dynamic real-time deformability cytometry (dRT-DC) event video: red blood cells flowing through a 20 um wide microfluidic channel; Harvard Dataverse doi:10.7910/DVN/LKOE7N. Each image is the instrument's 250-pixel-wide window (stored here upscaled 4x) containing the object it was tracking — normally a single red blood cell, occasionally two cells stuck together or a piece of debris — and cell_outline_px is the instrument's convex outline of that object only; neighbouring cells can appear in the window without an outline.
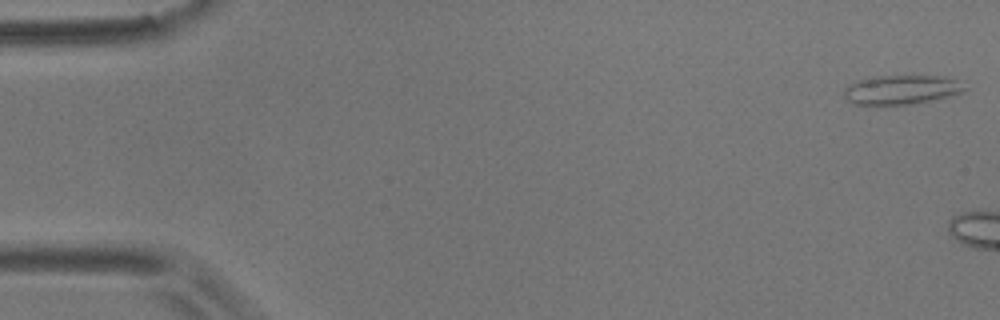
{"species": "common noctule bat (a hibernating species)", "species_latin": "Nyctalus noctula", "temperature_condition": "room temperature", "stored_images_in_passage": 2, "camera_frame_rate_fps": 3000, "um_per_image_px": 0.085, "animal": {"sex": "male", "body_mass_g": 17.9}, "frame": {"image": 1, "passage_image": 1, "time_ms": 0.0, "image_size_px": [1000, 320], "cell_outline_px": [[968, 88], [960, 92], [912, 104], [852, 104], [844, 96], [844, 88], [860, 80], [876, 76], [944, 76], [956, 80]], "centroid_in_image_um": [76.59, 7.61], "position_along_channel_um": 8.4, "area_um2": 19.94}}